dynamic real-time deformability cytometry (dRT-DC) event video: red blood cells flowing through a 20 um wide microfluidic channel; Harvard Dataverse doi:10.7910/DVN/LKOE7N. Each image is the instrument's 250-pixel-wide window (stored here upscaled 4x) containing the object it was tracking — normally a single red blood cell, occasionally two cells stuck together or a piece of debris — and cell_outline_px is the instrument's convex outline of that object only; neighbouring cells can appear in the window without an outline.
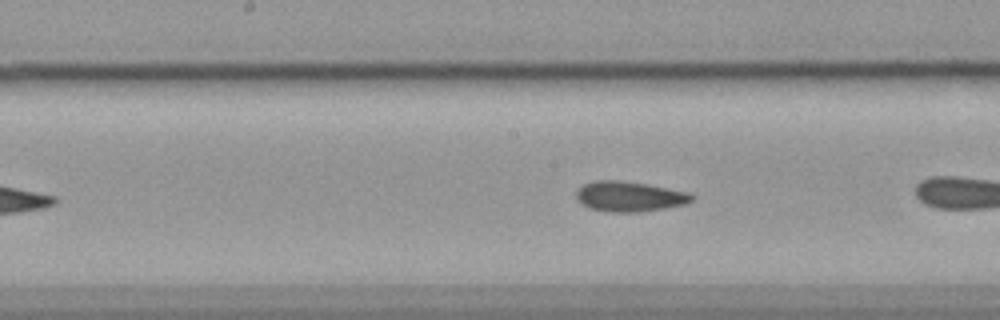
{"species": "common noctule bat (a hibernating species)", "species_latin": "Nyctalus noctula", "temperature_condition": "cold", "stored_images_in_passage": 27, "camera_frame_rate_fps": 3000, "um_per_image_px": 0.085, "animal": {"sex": "female", "body_mass_g": 19.9}, "frame": {"image": 1, "passage_image": 12, "time_ms": 3.667, "image_size_px": [1000, 320], "cell_outline_px": [[696, 196], [692, 200], [684, 204], [664, 208], [636, 212], [612, 212], [588, 208], [576, 200], [576, 188], [592, 180], [620, 180], [644, 184], [688, 192]], "centroid_in_image_um": [53.44, 16.69], "position_along_channel_um": 194.8, "area_um2": 20.29}, "authors_computed_cell_mechanics": {"area_um2": 19.9988, "velocity_mm_per_s": 3.537, "shape_relaxation_time_tau1_ms": 7.1185, "shape_relaxation_time_tau2_ms": 2.0334, "deformation_change_tau1": 0.1276, "deformation_change_tau2": 0.0433}}